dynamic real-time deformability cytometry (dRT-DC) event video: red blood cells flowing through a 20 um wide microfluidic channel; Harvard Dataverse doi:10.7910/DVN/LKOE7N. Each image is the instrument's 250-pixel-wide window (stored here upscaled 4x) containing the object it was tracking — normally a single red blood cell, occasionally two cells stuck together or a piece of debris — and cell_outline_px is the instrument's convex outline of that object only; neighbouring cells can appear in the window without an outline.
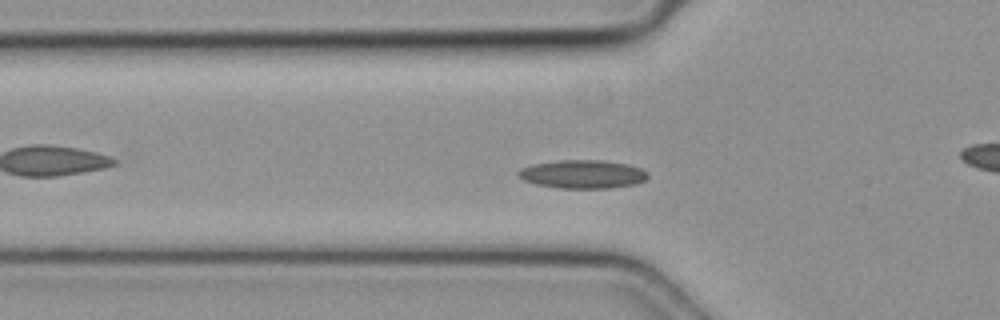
{"species": "common noctule bat (a hibernating species)", "species_latin": "Nyctalus noctula", "temperature_condition": "cold", "stored_images_in_passage": 48, "camera_frame_rate_fps": 3000, "um_per_image_px": 0.085, "animal": {"sex": "female", "body_mass_g": 19.3, "forearm_length_mm": 54.1}, "frame": {"image": 1, "passage_image": 13, "time_ms": 4.0, "image_size_px": [1000, 320], "cell_outline_px": [[648, 176], [644, 180], [636, 184], [608, 188], [556, 188], [536, 184], [524, 180], [516, 172], [520, 168], [532, 164], [560, 160], [600, 160], [628, 164], [640, 168], [648, 172]], "centroid_in_image_um": [49.52, 14.8], "position_along_channel_um": 76.3, "area_um2": 21.44}}
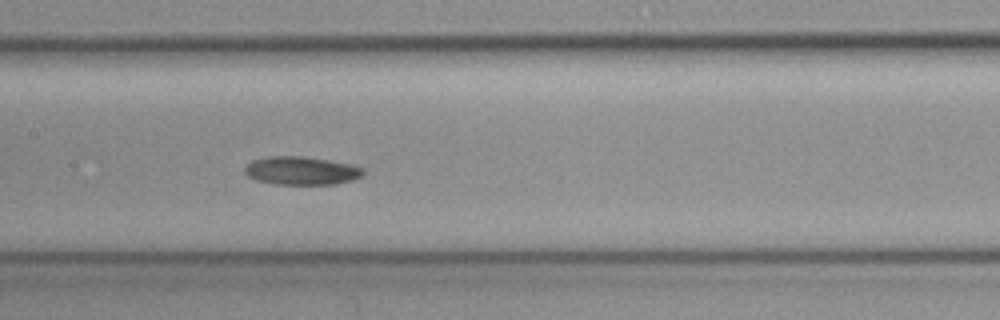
{"frame": {"image": 2, "passage_image": 21, "time_ms": 6.667, "image_size_px": [1000, 320], "cell_outline_px": [[364, 172], [360, 176], [352, 180], [336, 184], [276, 184], [256, 180], [248, 176], [244, 172], [244, 168], [252, 160], [268, 156], [300, 156], [328, 160], [352, 164], [364, 168]], "centroid_in_image_um": [25.61, 14.5], "position_along_channel_um": 181.8, "area_um2": 19.48}}
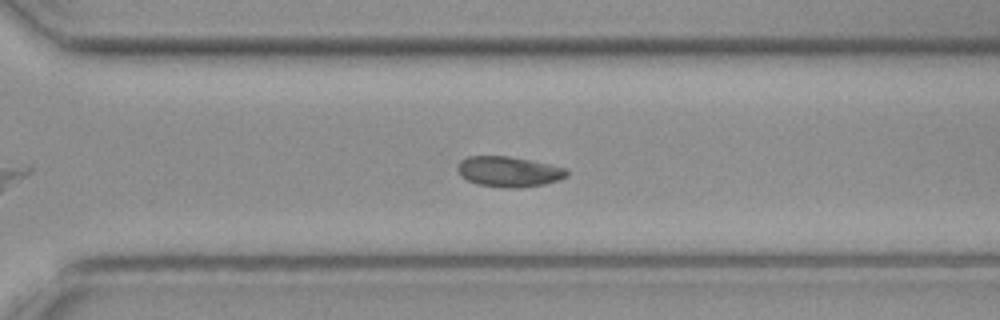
{"frame": {"image": 3, "passage_image": 32, "time_ms": 10.333, "image_size_px": [1000, 320], "cell_outline_px": [[568, 176], [544, 184], [516, 188], [512, 188], [480, 184], [468, 180], [460, 176], [456, 168], [456, 164], [460, 160], [468, 156], [508, 156], [548, 164], [564, 168], [568, 172]], "centroid_in_image_um": [43.19, 14.58], "position_along_channel_um": 327.4, "area_um2": 19.07}}